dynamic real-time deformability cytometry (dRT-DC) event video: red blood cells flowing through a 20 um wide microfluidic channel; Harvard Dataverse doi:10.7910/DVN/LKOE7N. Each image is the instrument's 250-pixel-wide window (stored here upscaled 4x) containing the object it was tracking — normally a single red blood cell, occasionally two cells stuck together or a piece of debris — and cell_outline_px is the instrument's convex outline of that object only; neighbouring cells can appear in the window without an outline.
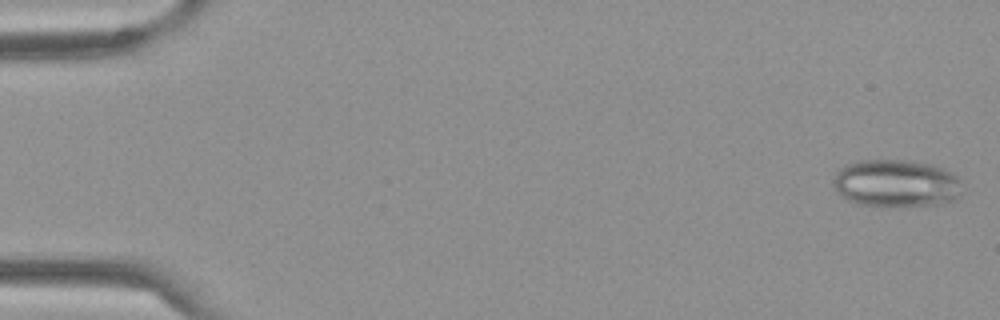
{"species": "Egyptian fruit bat (a non-hibernating species)", "species_latin": "Rousettus aegyptiacus", "temperature_condition": "cold", "stored_images_in_passage": 60, "camera_frame_rate_fps": 3000, "um_per_image_px": 0.085, "frame": {"image": 1, "passage_image": 2, "time_ms": 0.333, "image_size_px": [1000, 320], "cell_outline_px": [[960, 196], [952, 200], [936, 204], [856, 204], [848, 200], [832, 188], [832, 180], [836, 172], [840, 168], [848, 164], [860, 160], [912, 160], [932, 164], [944, 168], [956, 176], [960, 180]], "centroid_in_image_um": [76.14, 15.54], "position_along_channel_um": 8.9, "area_um2": 35.2}}
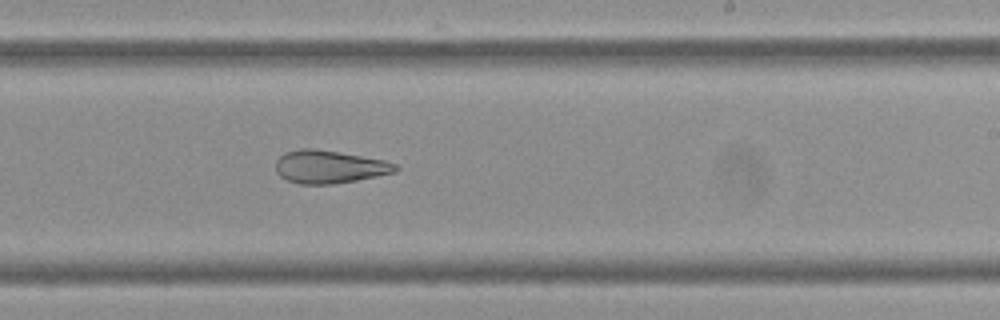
{"frame": {"image": 2, "passage_image": 37, "time_ms": 12.0, "image_size_px": [1000, 320], "cell_outline_px": [[400, 168], [396, 172], [356, 180], [332, 184], [300, 184], [288, 180], [280, 176], [276, 172], [276, 160], [284, 152], [300, 148], [316, 148], [340, 152], [384, 160], [396, 164]], "centroid_in_image_um": [27.98, 14.17], "position_along_channel_um": 261.0, "area_um2": 23.06}}
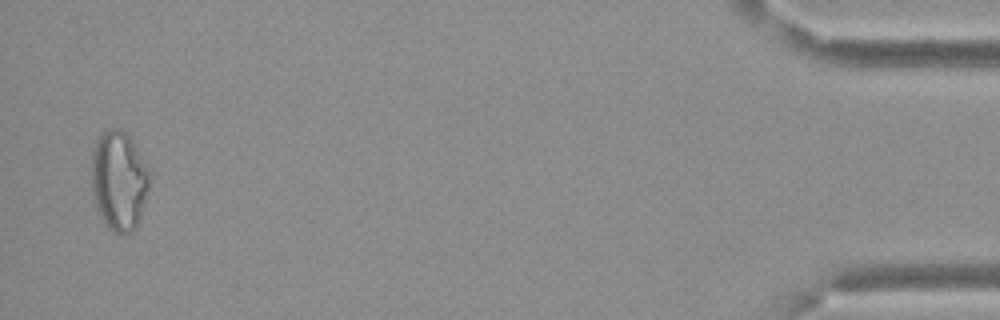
{"frame": {"image": 3, "passage_image": 59, "time_ms": 19.333, "image_size_px": [1000, 320], "cell_outline_px": [[148, 188], [140, 220], [136, 228], [128, 236], [120, 236], [112, 232], [104, 224], [100, 216], [92, 192], [92, 152], [96, 140], [104, 128], [120, 128], [132, 140], [148, 172]], "centroid_in_image_um": [10.08, 15.41], "position_along_channel_um": 425.1, "area_um2": 33.76}, "authors_computed_cell_mechanics": {"area_um2": 29.0445, "velocity_mm_per_s": 3.3728, "shape_relaxation_time_tau1_ms": null, "shape_relaxation_time_tau2_ms": 4.9881, "deformation_change_tau1": null, "deformation_change_tau2": 0.1364}}